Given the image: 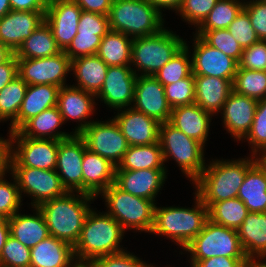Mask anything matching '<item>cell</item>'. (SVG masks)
Segmentation results:
<instances>
[{
	"label": "cell",
	"mask_w": 266,
	"mask_h": 267,
	"mask_svg": "<svg viewBox=\"0 0 266 267\" xmlns=\"http://www.w3.org/2000/svg\"><path fill=\"white\" fill-rule=\"evenodd\" d=\"M243 9L248 13L259 40L266 41V0L246 1Z\"/></svg>",
	"instance_id": "53"
},
{
	"label": "cell",
	"mask_w": 266,
	"mask_h": 267,
	"mask_svg": "<svg viewBox=\"0 0 266 267\" xmlns=\"http://www.w3.org/2000/svg\"><path fill=\"white\" fill-rule=\"evenodd\" d=\"M103 36L104 35L77 34L64 52L70 60L82 56L96 55Z\"/></svg>",
	"instance_id": "49"
},
{
	"label": "cell",
	"mask_w": 266,
	"mask_h": 267,
	"mask_svg": "<svg viewBox=\"0 0 266 267\" xmlns=\"http://www.w3.org/2000/svg\"><path fill=\"white\" fill-rule=\"evenodd\" d=\"M116 166L90 151L85 144L82 161L83 193L98 197L110 185L115 183Z\"/></svg>",
	"instance_id": "24"
},
{
	"label": "cell",
	"mask_w": 266,
	"mask_h": 267,
	"mask_svg": "<svg viewBox=\"0 0 266 267\" xmlns=\"http://www.w3.org/2000/svg\"><path fill=\"white\" fill-rule=\"evenodd\" d=\"M184 42L183 38L166 28L150 36L133 38L131 55V65L135 66L132 68L133 72L137 75L155 76L184 46Z\"/></svg>",
	"instance_id": "6"
},
{
	"label": "cell",
	"mask_w": 266,
	"mask_h": 267,
	"mask_svg": "<svg viewBox=\"0 0 266 267\" xmlns=\"http://www.w3.org/2000/svg\"><path fill=\"white\" fill-rule=\"evenodd\" d=\"M62 124H64L62 115L55 106L30 118L17 131L22 136L32 139L62 140L71 137L73 132L69 134L59 130Z\"/></svg>",
	"instance_id": "30"
},
{
	"label": "cell",
	"mask_w": 266,
	"mask_h": 267,
	"mask_svg": "<svg viewBox=\"0 0 266 267\" xmlns=\"http://www.w3.org/2000/svg\"><path fill=\"white\" fill-rule=\"evenodd\" d=\"M79 135L90 151L108 159L116 167L130 146L114 118L106 122L93 120Z\"/></svg>",
	"instance_id": "12"
},
{
	"label": "cell",
	"mask_w": 266,
	"mask_h": 267,
	"mask_svg": "<svg viewBox=\"0 0 266 267\" xmlns=\"http://www.w3.org/2000/svg\"><path fill=\"white\" fill-rule=\"evenodd\" d=\"M248 258L215 256L203 260H190L191 267H246Z\"/></svg>",
	"instance_id": "54"
},
{
	"label": "cell",
	"mask_w": 266,
	"mask_h": 267,
	"mask_svg": "<svg viewBox=\"0 0 266 267\" xmlns=\"http://www.w3.org/2000/svg\"><path fill=\"white\" fill-rule=\"evenodd\" d=\"M149 3H151L154 7H156L158 10L162 12V8L165 10H174L177 12V10L182 5L183 0H147Z\"/></svg>",
	"instance_id": "59"
},
{
	"label": "cell",
	"mask_w": 266,
	"mask_h": 267,
	"mask_svg": "<svg viewBox=\"0 0 266 267\" xmlns=\"http://www.w3.org/2000/svg\"><path fill=\"white\" fill-rule=\"evenodd\" d=\"M17 63L18 76L27 85L66 86V77L71 72V60L64 51L44 58L17 59Z\"/></svg>",
	"instance_id": "13"
},
{
	"label": "cell",
	"mask_w": 266,
	"mask_h": 267,
	"mask_svg": "<svg viewBox=\"0 0 266 267\" xmlns=\"http://www.w3.org/2000/svg\"><path fill=\"white\" fill-rule=\"evenodd\" d=\"M73 267H94L90 262H76Z\"/></svg>",
	"instance_id": "64"
},
{
	"label": "cell",
	"mask_w": 266,
	"mask_h": 267,
	"mask_svg": "<svg viewBox=\"0 0 266 267\" xmlns=\"http://www.w3.org/2000/svg\"><path fill=\"white\" fill-rule=\"evenodd\" d=\"M8 137L9 139H4L0 137V176L9 173L10 169V158H11V132Z\"/></svg>",
	"instance_id": "58"
},
{
	"label": "cell",
	"mask_w": 266,
	"mask_h": 267,
	"mask_svg": "<svg viewBox=\"0 0 266 267\" xmlns=\"http://www.w3.org/2000/svg\"><path fill=\"white\" fill-rule=\"evenodd\" d=\"M195 35L199 36L209 46L218 49L239 63L243 48L235 41L228 29L196 31Z\"/></svg>",
	"instance_id": "42"
},
{
	"label": "cell",
	"mask_w": 266,
	"mask_h": 267,
	"mask_svg": "<svg viewBox=\"0 0 266 267\" xmlns=\"http://www.w3.org/2000/svg\"><path fill=\"white\" fill-rule=\"evenodd\" d=\"M186 42L185 40L184 46L155 74L154 77L163 86L175 83L192 74V61H190L192 59L189 55L191 52Z\"/></svg>",
	"instance_id": "40"
},
{
	"label": "cell",
	"mask_w": 266,
	"mask_h": 267,
	"mask_svg": "<svg viewBox=\"0 0 266 267\" xmlns=\"http://www.w3.org/2000/svg\"><path fill=\"white\" fill-rule=\"evenodd\" d=\"M159 143L164 163L170 157L174 159L192 183L202 174L206 167L203 144L186 136L169 122L160 124Z\"/></svg>",
	"instance_id": "8"
},
{
	"label": "cell",
	"mask_w": 266,
	"mask_h": 267,
	"mask_svg": "<svg viewBox=\"0 0 266 267\" xmlns=\"http://www.w3.org/2000/svg\"><path fill=\"white\" fill-rule=\"evenodd\" d=\"M30 248L11 235L0 254V267H30Z\"/></svg>",
	"instance_id": "45"
},
{
	"label": "cell",
	"mask_w": 266,
	"mask_h": 267,
	"mask_svg": "<svg viewBox=\"0 0 266 267\" xmlns=\"http://www.w3.org/2000/svg\"><path fill=\"white\" fill-rule=\"evenodd\" d=\"M228 30L243 49L260 41L256 31L251 25L249 15L244 9L241 10L229 25Z\"/></svg>",
	"instance_id": "48"
},
{
	"label": "cell",
	"mask_w": 266,
	"mask_h": 267,
	"mask_svg": "<svg viewBox=\"0 0 266 267\" xmlns=\"http://www.w3.org/2000/svg\"><path fill=\"white\" fill-rule=\"evenodd\" d=\"M194 194L193 208L155 205L154 224L150 233L163 235L184 249L202 231L209 219L207 206Z\"/></svg>",
	"instance_id": "4"
},
{
	"label": "cell",
	"mask_w": 266,
	"mask_h": 267,
	"mask_svg": "<svg viewBox=\"0 0 266 267\" xmlns=\"http://www.w3.org/2000/svg\"><path fill=\"white\" fill-rule=\"evenodd\" d=\"M166 174L167 169L115 170V184L129 194L155 202Z\"/></svg>",
	"instance_id": "21"
},
{
	"label": "cell",
	"mask_w": 266,
	"mask_h": 267,
	"mask_svg": "<svg viewBox=\"0 0 266 267\" xmlns=\"http://www.w3.org/2000/svg\"><path fill=\"white\" fill-rule=\"evenodd\" d=\"M90 263L94 267H155L126 250L96 258Z\"/></svg>",
	"instance_id": "50"
},
{
	"label": "cell",
	"mask_w": 266,
	"mask_h": 267,
	"mask_svg": "<svg viewBox=\"0 0 266 267\" xmlns=\"http://www.w3.org/2000/svg\"><path fill=\"white\" fill-rule=\"evenodd\" d=\"M258 101L232 90L222 111L224 128L236 141L243 139L250 131Z\"/></svg>",
	"instance_id": "23"
},
{
	"label": "cell",
	"mask_w": 266,
	"mask_h": 267,
	"mask_svg": "<svg viewBox=\"0 0 266 267\" xmlns=\"http://www.w3.org/2000/svg\"><path fill=\"white\" fill-rule=\"evenodd\" d=\"M262 261V262H261ZM246 267H266V260L249 259Z\"/></svg>",
	"instance_id": "63"
},
{
	"label": "cell",
	"mask_w": 266,
	"mask_h": 267,
	"mask_svg": "<svg viewBox=\"0 0 266 267\" xmlns=\"http://www.w3.org/2000/svg\"><path fill=\"white\" fill-rule=\"evenodd\" d=\"M33 209V215L21 214L18 211L8 218L10 235L29 248L50 236L43 214L38 207Z\"/></svg>",
	"instance_id": "29"
},
{
	"label": "cell",
	"mask_w": 266,
	"mask_h": 267,
	"mask_svg": "<svg viewBox=\"0 0 266 267\" xmlns=\"http://www.w3.org/2000/svg\"><path fill=\"white\" fill-rule=\"evenodd\" d=\"M137 76L131 66H109L96 98L115 111L132 107Z\"/></svg>",
	"instance_id": "16"
},
{
	"label": "cell",
	"mask_w": 266,
	"mask_h": 267,
	"mask_svg": "<svg viewBox=\"0 0 266 267\" xmlns=\"http://www.w3.org/2000/svg\"><path fill=\"white\" fill-rule=\"evenodd\" d=\"M195 101L204 111L213 116L222 111L229 94L233 90L234 79H222L212 76H194Z\"/></svg>",
	"instance_id": "26"
},
{
	"label": "cell",
	"mask_w": 266,
	"mask_h": 267,
	"mask_svg": "<svg viewBox=\"0 0 266 267\" xmlns=\"http://www.w3.org/2000/svg\"><path fill=\"white\" fill-rule=\"evenodd\" d=\"M30 267H73L74 247L54 236H48L30 248Z\"/></svg>",
	"instance_id": "27"
},
{
	"label": "cell",
	"mask_w": 266,
	"mask_h": 267,
	"mask_svg": "<svg viewBox=\"0 0 266 267\" xmlns=\"http://www.w3.org/2000/svg\"><path fill=\"white\" fill-rule=\"evenodd\" d=\"M10 175L16 179L21 196H31V205L38 207L42 203L65 195L68 191L62 185L56 170H43L31 167H10Z\"/></svg>",
	"instance_id": "11"
},
{
	"label": "cell",
	"mask_w": 266,
	"mask_h": 267,
	"mask_svg": "<svg viewBox=\"0 0 266 267\" xmlns=\"http://www.w3.org/2000/svg\"><path fill=\"white\" fill-rule=\"evenodd\" d=\"M258 160L266 167V154L259 156Z\"/></svg>",
	"instance_id": "65"
},
{
	"label": "cell",
	"mask_w": 266,
	"mask_h": 267,
	"mask_svg": "<svg viewBox=\"0 0 266 267\" xmlns=\"http://www.w3.org/2000/svg\"><path fill=\"white\" fill-rule=\"evenodd\" d=\"M5 217L0 214V222L4 219Z\"/></svg>",
	"instance_id": "66"
},
{
	"label": "cell",
	"mask_w": 266,
	"mask_h": 267,
	"mask_svg": "<svg viewBox=\"0 0 266 267\" xmlns=\"http://www.w3.org/2000/svg\"><path fill=\"white\" fill-rule=\"evenodd\" d=\"M237 232L248 259L266 257V212H249Z\"/></svg>",
	"instance_id": "28"
},
{
	"label": "cell",
	"mask_w": 266,
	"mask_h": 267,
	"mask_svg": "<svg viewBox=\"0 0 266 267\" xmlns=\"http://www.w3.org/2000/svg\"><path fill=\"white\" fill-rule=\"evenodd\" d=\"M251 157V158H250ZM236 160H213L192 183L195 193L209 208L213 203L236 198L247 170L258 160V156Z\"/></svg>",
	"instance_id": "1"
},
{
	"label": "cell",
	"mask_w": 266,
	"mask_h": 267,
	"mask_svg": "<svg viewBox=\"0 0 266 267\" xmlns=\"http://www.w3.org/2000/svg\"><path fill=\"white\" fill-rule=\"evenodd\" d=\"M26 82L15 77L0 91V119L11 120L9 132L17 131V116L27 89Z\"/></svg>",
	"instance_id": "37"
},
{
	"label": "cell",
	"mask_w": 266,
	"mask_h": 267,
	"mask_svg": "<svg viewBox=\"0 0 266 267\" xmlns=\"http://www.w3.org/2000/svg\"><path fill=\"white\" fill-rule=\"evenodd\" d=\"M75 193L67 192L61 197L38 206L45 219L49 234L73 247L78 242L85 219L92 209L91 201L93 202L96 198L82 192Z\"/></svg>",
	"instance_id": "2"
},
{
	"label": "cell",
	"mask_w": 266,
	"mask_h": 267,
	"mask_svg": "<svg viewBox=\"0 0 266 267\" xmlns=\"http://www.w3.org/2000/svg\"><path fill=\"white\" fill-rule=\"evenodd\" d=\"M244 0H218L209 15L196 28V31L228 29L236 16L241 12Z\"/></svg>",
	"instance_id": "39"
},
{
	"label": "cell",
	"mask_w": 266,
	"mask_h": 267,
	"mask_svg": "<svg viewBox=\"0 0 266 267\" xmlns=\"http://www.w3.org/2000/svg\"><path fill=\"white\" fill-rule=\"evenodd\" d=\"M249 211L238 197L213 203L208 208L209 219L219 225L238 229Z\"/></svg>",
	"instance_id": "38"
},
{
	"label": "cell",
	"mask_w": 266,
	"mask_h": 267,
	"mask_svg": "<svg viewBox=\"0 0 266 267\" xmlns=\"http://www.w3.org/2000/svg\"><path fill=\"white\" fill-rule=\"evenodd\" d=\"M183 250L191 254L190 260H203L215 256L247 258L237 230L216 224L210 219Z\"/></svg>",
	"instance_id": "9"
},
{
	"label": "cell",
	"mask_w": 266,
	"mask_h": 267,
	"mask_svg": "<svg viewBox=\"0 0 266 267\" xmlns=\"http://www.w3.org/2000/svg\"><path fill=\"white\" fill-rule=\"evenodd\" d=\"M113 117L130 146L149 145L159 142L160 124L132 107L117 110Z\"/></svg>",
	"instance_id": "22"
},
{
	"label": "cell",
	"mask_w": 266,
	"mask_h": 267,
	"mask_svg": "<svg viewBox=\"0 0 266 267\" xmlns=\"http://www.w3.org/2000/svg\"><path fill=\"white\" fill-rule=\"evenodd\" d=\"M109 31L108 16L82 10L77 34L105 35Z\"/></svg>",
	"instance_id": "52"
},
{
	"label": "cell",
	"mask_w": 266,
	"mask_h": 267,
	"mask_svg": "<svg viewBox=\"0 0 266 267\" xmlns=\"http://www.w3.org/2000/svg\"><path fill=\"white\" fill-rule=\"evenodd\" d=\"M163 12L147 0H113L108 15L110 30L138 38L164 29Z\"/></svg>",
	"instance_id": "5"
},
{
	"label": "cell",
	"mask_w": 266,
	"mask_h": 267,
	"mask_svg": "<svg viewBox=\"0 0 266 267\" xmlns=\"http://www.w3.org/2000/svg\"><path fill=\"white\" fill-rule=\"evenodd\" d=\"M101 194L108 209L106 213L111 215L124 230L151 232L156 205L154 201L129 194L115 183Z\"/></svg>",
	"instance_id": "7"
},
{
	"label": "cell",
	"mask_w": 266,
	"mask_h": 267,
	"mask_svg": "<svg viewBox=\"0 0 266 267\" xmlns=\"http://www.w3.org/2000/svg\"><path fill=\"white\" fill-rule=\"evenodd\" d=\"M17 76V57L13 53L4 63L0 64V91Z\"/></svg>",
	"instance_id": "55"
},
{
	"label": "cell",
	"mask_w": 266,
	"mask_h": 267,
	"mask_svg": "<svg viewBox=\"0 0 266 267\" xmlns=\"http://www.w3.org/2000/svg\"><path fill=\"white\" fill-rule=\"evenodd\" d=\"M164 89L167 101L172 108L193 104L195 101V78L193 74L175 83L165 85Z\"/></svg>",
	"instance_id": "44"
},
{
	"label": "cell",
	"mask_w": 266,
	"mask_h": 267,
	"mask_svg": "<svg viewBox=\"0 0 266 267\" xmlns=\"http://www.w3.org/2000/svg\"><path fill=\"white\" fill-rule=\"evenodd\" d=\"M58 146L59 140L32 139L22 136L18 131L12 132L10 167L55 170Z\"/></svg>",
	"instance_id": "10"
},
{
	"label": "cell",
	"mask_w": 266,
	"mask_h": 267,
	"mask_svg": "<svg viewBox=\"0 0 266 267\" xmlns=\"http://www.w3.org/2000/svg\"><path fill=\"white\" fill-rule=\"evenodd\" d=\"M218 0H183L176 13L188 24L196 26L203 22L214 8Z\"/></svg>",
	"instance_id": "47"
},
{
	"label": "cell",
	"mask_w": 266,
	"mask_h": 267,
	"mask_svg": "<svg viewBox=\"0 0 266 267\" xmlns=\"http://www.w3.org/2000/svg\"><path fill=\"white\" fill-rule=\"evenodd\" d=\"M132 41L131 37L110 30L102 37L96 55L107 66H131Z\"/></svg>",
	"instance_id": "34"
},
{
	"label": "cell",
	"mask_w": 266,
	"mask_h": 267,
	"mask_svg": "<svg viewBox=\"0 0 266 267\" xmlns=\"http://www.w3.org/2000/svg\"><path fill=\"white\" fill-rule=\"evenodd\" d=\"M82 9L73 0H48L45 22L58 47L64 51L77 35Z\"/></svg>",
	"instance_id": "18"
},
{
	"label": "cell",
	"mask_w": 266,
	"mask_h": 267,
	"mask_svg": "<svg viewBox=\"0 0 266 267\" xmlns=\"http://www.w3.org/2000/svg\"><path fill=\"white\" fill-rule=\"evenodd\" d=\"M132 108L159 123L169 122L172 111L164 86L154 76L143 75L136 78Z\"/></svg>",
	"instance_id": "17"
},
{
	"label": "cell",
	"mask_w": 266,
	"mask_h": 267,
	"mask_svg": "<svg viewBox=\"0 0 266 267\" xmlns=\"http://www.w3.org/2000/svg\"><path fill=\"white\" fill-rule=\"evenodd\" d=\"M108 67L97 55L82 56L71 60V71L77 80L74 87L97 94L104 83Z\"/></svg>",
	"instance_id": "33"
},
{
	"label": "cell",
	"mask_w": 266,
	"mask_h": 267,
	"mask_svg": "<svg viewBox=\"0 0 266 267\" xmlns=\"http://www.w3.org/2000/svg\"><path fill=\"white\" fill-rule=\"evenodd\" d=\"M44 22L45 12L11 10L0 18V42L15 53Z\"/></svg>",
	"instance_id": "20"
},
{
	"label": "cell",
	"mask_w": 266,
	"mask_h": 267,
	"mask_svg": "<svg viewBox=\"0 0 266 267\" xmlns=\"http://www.w3.org/2000/svg\"><path fill=\"white\" fill-rule=\"evenodd\" d=\"M192 61V74L194 76H212L222 79H234L239 63L206 44L199 36L194 34Z\"/></svg>",
	"instance_id": "15"
},
{
	"label": "cell",
	"mask_w": 266,
	"mask_h": 267,
	"mask_svg": "<svg viewBox=\"0 0 266 267\" xmlns=\"http://www.w3.org/2000/svg\"><path fill=\"white\" fill-rule=\"evenodd\" d=\"M212 116L211 113L193 103L172 108L169 123L205 146Z\"/></svg>",
	"instance_id": "25"
},
{
	"label": "cell",
	"mask_w": 266,
	"mask_h": 267,
	"mask_svg": "<svg viewBox=\"0 0 266 267\" xmlns=\"http://www.w3.org/2000/svg\"><path fill=\"white\" fill-rule=\"evenodd\" d=\"M96 95L83 89L66 85L62 86L58 93L57 107L62 119L79 121L74 134H80L93 121H86L94 114ZM82 121V122H81Z\"/></svg>",
	"instance_id": "19"
},
{
	"label": "cell",
	"mask_w": 266,
	"mask_h": 267,
	"mask_svg": "<svg viewBox=\"0 0 266 267\" xmlns=\"http://www.w3.org/2000/svg\"><path fill=\"white\" fill-rule=\"evenodd\" d=\"M82 10L109 15L113 0H73Z\"/></svg>",
	"instance_id": "56"
},
{
	"label": "cell",
	"mask_w": 266,
	"mask_h": 267,
	"mask_svg": "<svg viewBox=\"0 0 266 267\" xmlns=\"http://www.w3.org/2000/svg\"><path fill=\"white\" fill-rule=\"evenodd\" d=\"M11 11L9 0H0V18Z\"/></svg>",
	"instance_id": "62"
},
{
	"label": "cell",
	"mask_w": 266,
	"mask_h": 267,
	"mask_svg": "<svg viewBox=\"0 0 266 267\" xmlns=\"http://www.w3.org/2000/svg\"><path fill=\"white\" fill-rule=\"evenodd\" d=\"M61 52L51 28L44 22L30 37L23 41L14 55L17 59H38L54 56Z\"/></svg>",
	"instance_id": "35"
},
{
	"label": "cell",
	"mask_w": 266,
	"mask_h": 267,
	"mask_svg": "<svg viewBox=\"0 0 266 267\" xmlns=\"http://www.w3.org/2000/svg\"><path fill=\"white\" fill-rule=\"evenodd\" d=\"M11 10L46 12L48 0H9Z\"/></svg>",
	"instance_id": "57"
},
{
	"label": "cell",
	"mask_w": 266,
	"mask_h": 267,
	"mask_svg": "<svg viewBox=\"0 0 266 267\" xmlns=\"http://www.w3.org/2000/svg\"><path fill=\"white\" fill-rule=\"evenodd\" d=\"M237 197L249 212H266V167L259 160L247 170Z\"/></svg>",
	"instance_id": "31"
},
{
	"label": "cell",
	"mask_w": 266,
	"mask_h": 267,
	"mask_svg": "<svg viewBox=\"0 0 266 267\" xmlns=\"http://www.w3.org/2000/svg\"><path fill=\"white\" fill-rule=\"evenodd\" d=\"M9 236H10L9 221L8 218H4L0 222V254Z\"/></svg>",
	"instance_id": "60"
},
{
	"label": "cell",
	"mask_w": 266,
	"mask_h": 267,
	"mask_svg": "<svg viewBox=\"0 0 266 267\" xmlns=\"http://www.w3.org/2000/svg\"><path fill=\"white\" fill-rule=\"evenodd\" d=\"M232 85L236 93L263 100L266 98V71L238 68Z\"/></svg>",
	"instance_id": "41"
},
{
	"label": "cell",
	"mask_w": 266,
	"mask_h": 267,
	"mask_svg": "<svg viewBox=\"0 0 266 267\" xmlns=\"http://www.w3.org/2000/svg\"><path fill=\"white\" fill-rule=\"evenodd\" d=\"M252 146L253 156L266 154V98L258 101L250 131L242 140Z\"/></svg>",
	"instance_id": "43"
},
{
	"label": "cell",
	"mask_w": 266,
	"mask_h": 267,
	"mask_svg": "<svg viewBox=\"0 0 266 267\" xmlns=\"http://www.w3.org/2000/svg\"><path fill=\"white\" fill-rule=\"evenodd\" d=\"M166 169L160 143L129 146L115 170Z\"/></svg>",
	"instance_id": "36"
},
{
	"label": "cell",
	"mask_w": 266,
	"mask_h": 267,
	"mask_svg": "<svg viewBox=\"0 0 266 267\" xmlns=\"http://www.w3.org/2000/svg\"><path fill=\"white\" fill-rule=\"evenodd\" d=\"M4 176H0V214L5 218H10L20 210L23 196H21L15 177L11 176L14 181L10 183Z\"/></svg>",
	"instance_id": "46"
},
{
	"label": "cell",
	"mask_w": 266,
	"mask_h": 267,
	"mask_svg": "<svg viewBox=\"0 0 266 267\" xmlns=\"http://www.w3.org/2000/svg\"><path fill=\"white\" fill-rule=\"evenodd\" d=\"M238 68L266 71V41L260 40L243 49Z\"/></svg>",
	"instance_id": "51"
},
{
	"label": "cell",
	"mask_w": 266,
	"mask_h": 267,
	"mask_svg": "<svg viewBox=\"0 0 266 267\" xmlns=\"http://www.w3.org/2000/svg\"><path fill=\"white\" fill-rule=\"evenodd\" d=\"M13 52L2 42H0V64L4 63L11 55Z\"/></svg>",
	"instance_id": "61"
},
{
	"label": "cell",
	"mask_w": 266,
	"mask_h": 267,
	"mask_svg": "<svg viewBox=\"0 0 266 267\" xmlns=\"http://www.w3.org/2000/svg\"><path fill=\"white\" fill-rule=\"evenodd\" d=\"M85 141L79 134L59 140L56 172L68 192L83 193L82 161Z\"/></svg>",
	"instance_id": "14"
},
{
	"label": "cell",
	"mask_w": 266,
	"mask_h": 267,
	"mask_svg": "<svg viewBox=\"0 0 266 267\" xmlns=\"http://www.w3.org/2000/svg\"><path fill=\"white\" fill-rule=\"evenodd\" d=\"M99 213L92 208L85 219L80 238L74 246L76 262H91L125 250L120 246L125 233L123 227L106 212Z\"/></svg>",
	"instance_id": "3"
},
{
	"label": "cell",
	"mask_w": 266,
	"mask_h": 267,
	"mask_svg": "<svg viewBox=\"0 0 266 267\" xmlns=\"http://www.w3.org/2000/svg\"><path fill=\"white\" fill-rule=\"evenodd\" d=\"M60 88L49 84L28 85L17 116V130L30 118L57 106Z\"/></svg>",
	"instance_id": "32"
}]
</instances>
